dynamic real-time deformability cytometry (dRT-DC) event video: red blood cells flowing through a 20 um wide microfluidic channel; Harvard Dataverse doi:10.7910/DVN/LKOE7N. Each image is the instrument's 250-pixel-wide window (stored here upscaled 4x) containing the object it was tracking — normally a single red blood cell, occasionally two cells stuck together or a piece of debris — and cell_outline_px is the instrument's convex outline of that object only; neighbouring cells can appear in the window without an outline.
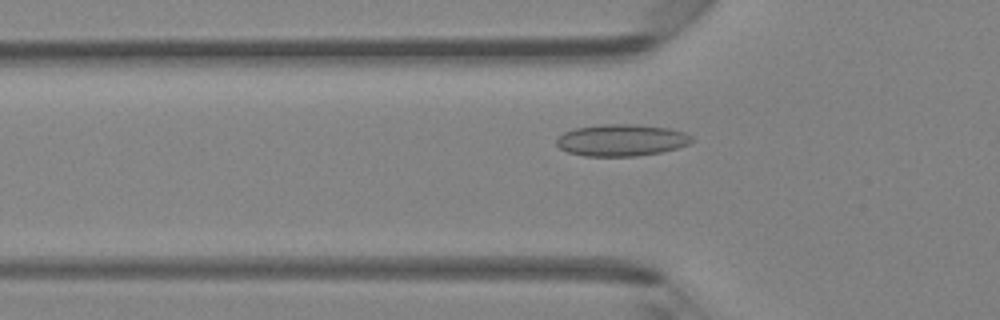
{"species": "Egyptian fruit bat (a non-hibernating species)", "species_latin": "Rousettus aegyptiacus", "temperature_condition": "room temperature", "stored_images_in_passage": 48, "camera_frame_rate_fps": 3000, "um_per_image_px": 0.085, "animal": {"sex": "female"}, "frame": {"image": 1, "passage_image": 16, "time_ms": 5.0, "image_size_px": [1000, 320], "cell_outline_px": [[692, 140], [688, 144], [676, 148], [660, 152], [636, 156], [584, 156], [568, 152], [560, 148], [556, 144], [556, 136], [564, 132], [576, 128], [604, 124], [636, 124], [668, 128], [684, 132], [692, 136]], "centroid_in_image_um": [52.79, 11.91], "position_along_channel_um": 73.0, "area_um2": 25.03}}
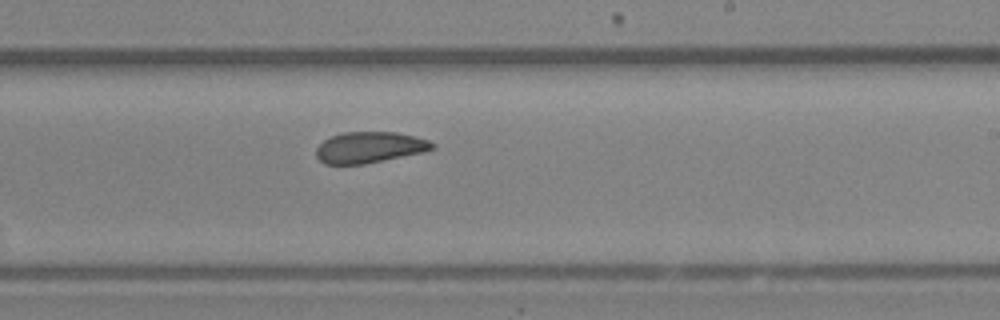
{"frame": {"image": 2, "passage_image": 29, "time_ms": 9.333, "image_size_px": [1000, 320], "cell_outline_px": [[436, 148], [424, 152], [364, 164], [324, 164], [316, 156], [316, 148], [324, 140], [332, 136], [344, 132], [396, 132], [416, 136], [428, 140], [436, 144]], "centroid_in_image_um": [31.44, 12.52], "position_along_channel_um": 257.6, "area_um2": 21.1}}
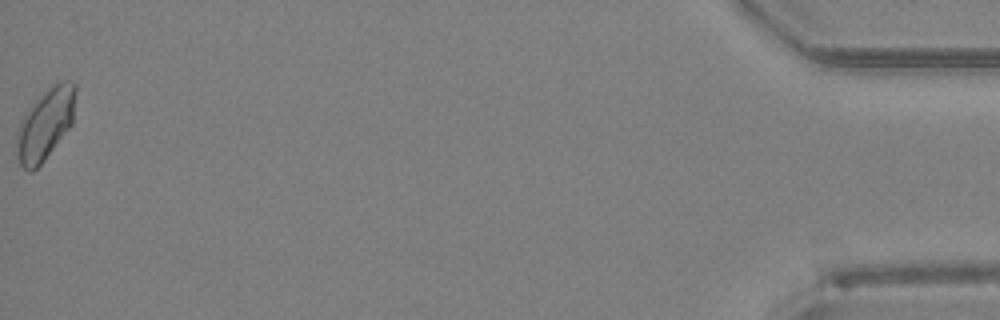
{"frame": {"image": 3, "passage_image": 48, "time_ms": 15.667, "image_size_px": [1000, 320], "cell_outline_px": [[76, 92], [72, 124], [44, 160], [32, 172], [28, 172], [20, 164], [16, 156], [16, 136], [20, 120], [24, 112], [56, 80], [72, 80], [76, 84]], "centroid_in_image_um": [3.84, 10.52], "position_along_channel_um": 431.4, "area_um2": 24.68}, "authors_computed_cell_mechanics": {"area_um2": 22.3108, "velocity_mm_per_s": 4.2797, "shape_relaxation_time_tau1_ms": 6.3179, "shape_relaxation_time_tau2_ms": 2.737, "deformation_change_tau1": 0.1082, "deformation_change_tau2": 0.085}}